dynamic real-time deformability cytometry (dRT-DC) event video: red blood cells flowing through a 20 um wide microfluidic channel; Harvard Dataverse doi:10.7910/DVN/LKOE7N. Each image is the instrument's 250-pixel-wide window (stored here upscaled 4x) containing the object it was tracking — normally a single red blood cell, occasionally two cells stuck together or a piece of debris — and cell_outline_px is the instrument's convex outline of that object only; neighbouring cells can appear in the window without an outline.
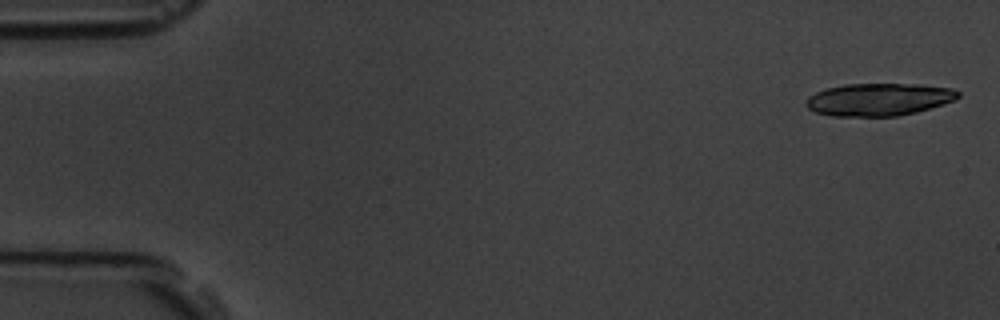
{"species": "common noctule bat (a hibernating species)", "species_latin": "Nyctalus noctula", "temperature_condition": "room temperature", "stored_images_in_passage": 6, "camera_frame_rate_fps": 3000, "um_per_image_px": 0.085, "animal": {"sex": "male", "body_mass_g": 19.5, "forearm_length_mm": 54.6}, "frame": {"image": 1, "passage_image": 1, "time_ms": 0.0, "image_size_px": [1000, 320], "cell_outline_px": [[960, 96], [956, 100], [916, 112], [896, 116], [832, 116], [816, 112], [808, 108], [804, 104], [804, 100], [808, 96], [824, 88], [844, 84], [916, 84], [952, 88], [960, 92]], "centroid_in_image_um": [74.67, 8.45], "position_along_channel_um": 10.3, "area_um2": 29.02}}
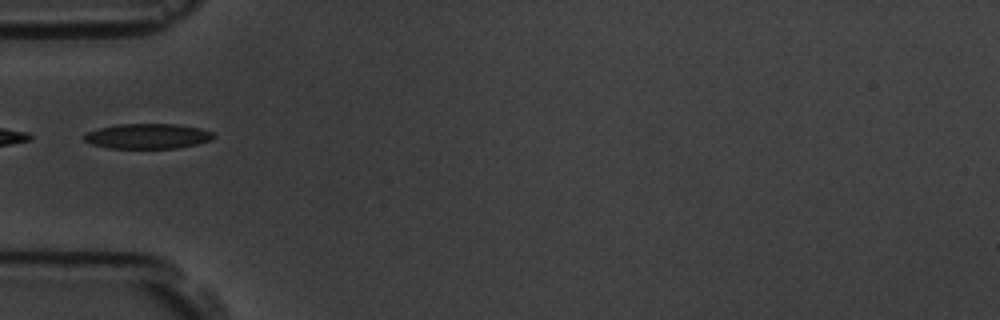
{"frame": {"image": 2, "passage_image": 6, "time_ms": 5.667, "image_size_px": [1000, 320], "cell_outline_px": [[216, 136], [212, 140], [196, 144], [176, 148], [108, 148], [92, 144], [84, 140], [84, 136], [88, 132], [100, 128], [120, 124], [180, 124], [200, 128], [212, 132]], "centroid_in_image_um": [12.6, 11.57], "position_along_channel_um": 72.4, "area_um2": 18.84}}